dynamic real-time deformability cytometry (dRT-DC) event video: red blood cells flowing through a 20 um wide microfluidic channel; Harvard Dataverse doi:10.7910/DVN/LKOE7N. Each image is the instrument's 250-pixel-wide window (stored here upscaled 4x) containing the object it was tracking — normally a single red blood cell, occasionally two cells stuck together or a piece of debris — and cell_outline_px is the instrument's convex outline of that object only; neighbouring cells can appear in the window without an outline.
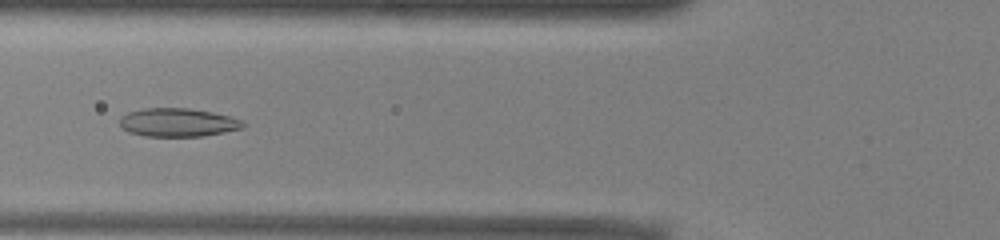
{"species": "common noctule bat (a hibernating species)", "species_latin": "Nyctalus noctula", "temperature_condition": "warm", "stored_images_in_passage": 51, "camera_frame_rate_fps": 3000, "um_per_image_px": 0.085, "animal": {"sex": "male", "body_mass_g": 13.0, "forearm_length_mm": 53.1}, "frame": {"image": 1, "passage_image": 19, "time_ms": 6.0, "image_size_px": [1000, 240], "cell_outline_px": [[244, 128], [224, 132], [200, 136], [144, 136], [128, 132], [120, 124], [120, 116], [128, 112], [144, 108], [188, 108], [212, 112], [228, 116], [240, 120], [244, 124]], "centroid_in_image_um": [15.08, 10.4], "position_along_channel_um": 110.7, "area_um2": 20.29}}
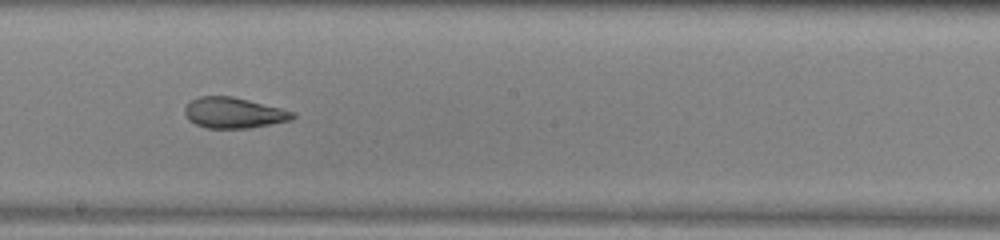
{"frame": {"image": 2, "passage_image": 28, "time_ms": 9.0, "image_size_px": [1000, 240], "cell_outline_px": [[296, 116], [292, 120], [248, 128], [208, 128], [196, 124], [188, 120], [184, 112], [184, 108], [192, 100], [200, 96], [232, 96], [296, 112]], "centroid_in_image_um": [19.87, 9.59], "position_along_channel_um": 228.3, "area_um2": 19.19}}
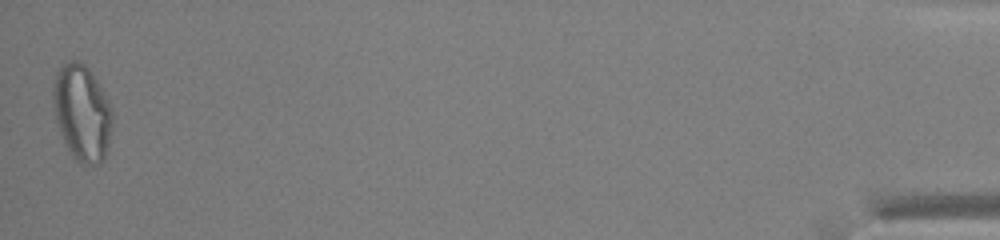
{"frame": {"image": 3, "passage_image": 51, "time_ms": 16.667, "image_size_px": [1000, 240], "cell_outline_px": [[112, 128], [104, 160], [100, 164], [80, 164], [72, 156], [64, 140], [56, 120], [52, 100], [52, 88], [56, 72], [68, 60], [80, 60], [88, 68], [96, 80], [108, 100], [112, 112]], "centroid_in_image_um": [6.96, 9.58], "position_along_channel_um": 428.2, "area_um2": 33.12}, "authors_computed_cell_mechanics": {"area_um2": 23.2934, "velocity_mm_per_s": 3.9252, "shape_relaxation_time_tau1_ms": null, "shape_relaxation_time_tau2_ms": 2.4133, "deformation_change_tau1": null, "deformation_change_tau2": 0.0989}}